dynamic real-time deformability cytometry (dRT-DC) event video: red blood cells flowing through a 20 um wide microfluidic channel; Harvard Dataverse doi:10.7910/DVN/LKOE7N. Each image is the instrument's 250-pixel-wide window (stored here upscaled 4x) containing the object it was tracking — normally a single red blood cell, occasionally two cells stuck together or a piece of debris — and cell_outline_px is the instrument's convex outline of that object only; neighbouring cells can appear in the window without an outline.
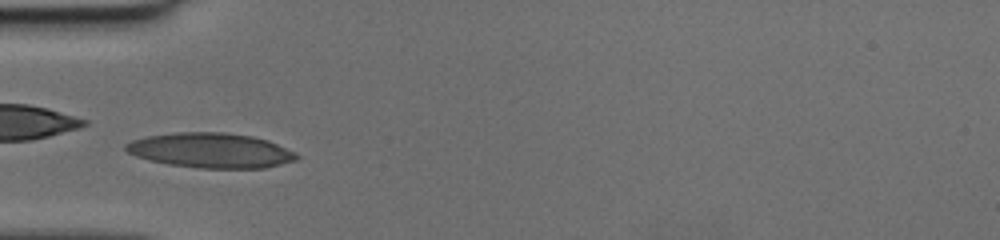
{"species": "human", "species_latin": "Homo sapiens", "temperature_condition": "cold", "stored_images_in_passage": 38, "camera_frame_rate_fps": 3000, "um_per_image_px": 0.085, "donor": {"sex": "female"}, "frame": {"image": 1, "passage_image": 7, "time_ms": 2.0, "image_size_px": [1000, 240], "cell_outline_px": [[300, 156], [296, 160], [264, 168], [200, 168], [168, 164], [148, 160], [136, 156], [128, 152], [124, 148], [124, 144], [132, 140], [148, 136], [176, 132], [224, 132], [252, 136], [268, 140], [296, 152]], "centroid_in_image_um": [17.92, 12.78], "position_along_channel_um": 67.1, "area_um2": 34.8}}
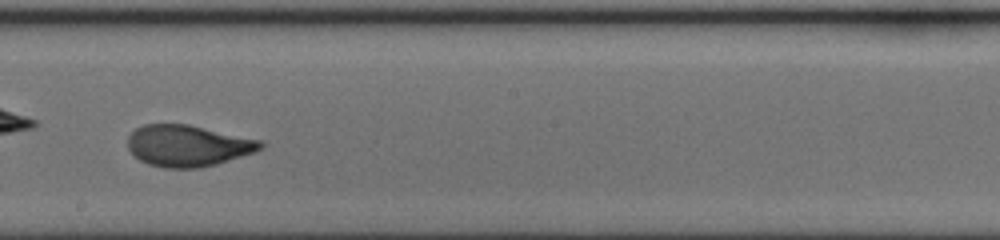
{"frame": {"image": 2, "passage_image": 19, "time_ms": 6.0, "image_size_px": [1000, 240], "cell_outline_px": [[264, 144], [260, 148], [252, 152], [216, 164], [200, 168], [164, 168], [148, 164], [140, 160], [128, 148], [128, 136], [136, 128], [144, 124], [188, 124], [260, 140]], "centroid_in_image_um": [15.92, 12.38], "position_along_channel_um": 232.3, "area_um2": 31.67}}
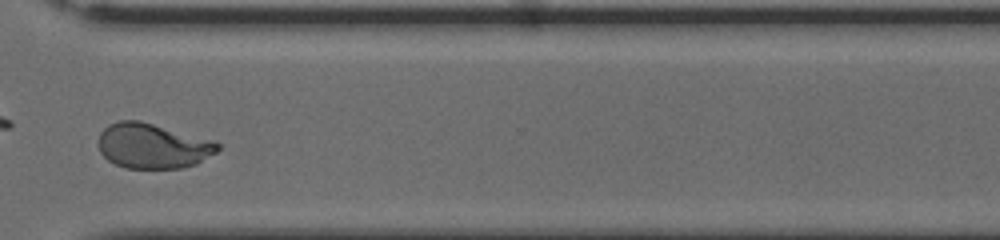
{"frame": {"image": 3, "passage_image": 28, "time_ms": 9.0, "image_size_px": [1000, 240], "cell_outline_px": [[220, 148], [216, 152], [196, 164], [180, 168], [124, 168], [108, 160], [100, 152], [100, 132], [108, 124], [120, 120], [140, 120], [212, 140], [220, 144]], "centroid_in_image_um": [12.98, 12.4], "position_along_channel_um": 357.6, "area_um2": 31.15}}